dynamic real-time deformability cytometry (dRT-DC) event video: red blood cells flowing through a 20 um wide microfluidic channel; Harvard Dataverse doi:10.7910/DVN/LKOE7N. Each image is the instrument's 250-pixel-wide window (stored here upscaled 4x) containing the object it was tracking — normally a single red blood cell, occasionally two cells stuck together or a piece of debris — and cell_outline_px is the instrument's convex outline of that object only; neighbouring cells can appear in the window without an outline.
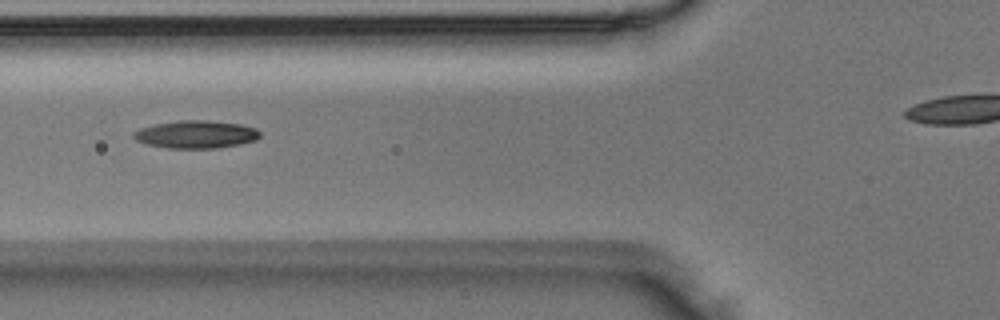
{"species": "Egyptian fruit bat (a non-hibernating species)", "species_latin": "Rousettus aegyptiacus", "temperature_condition": "room temperature", "stored_images_in_passage": 2, "camera_frame_rate_fps": 3000, "um_per_image_px": 0.085, "animal": {"sex": "male"}, "frame": {"image": 1, "passage_image": 2, "time_ms": 0.333, "image_size_px": [1000, 320], "cell_outline_px": [[260, 136], [256, 140], [240, 144], [216, 148], [168, 148], [148, 144], [136, 140], [132, 136], [132, 132], [140, 128], [156, 124], [180, 120], [208, 120], [240, 124], [256, 128], [260, 132]], "centroid_in_image_um": [16.66, 11.42], "position_along_channel_um": 109.1, "area_um2": 20.4}}